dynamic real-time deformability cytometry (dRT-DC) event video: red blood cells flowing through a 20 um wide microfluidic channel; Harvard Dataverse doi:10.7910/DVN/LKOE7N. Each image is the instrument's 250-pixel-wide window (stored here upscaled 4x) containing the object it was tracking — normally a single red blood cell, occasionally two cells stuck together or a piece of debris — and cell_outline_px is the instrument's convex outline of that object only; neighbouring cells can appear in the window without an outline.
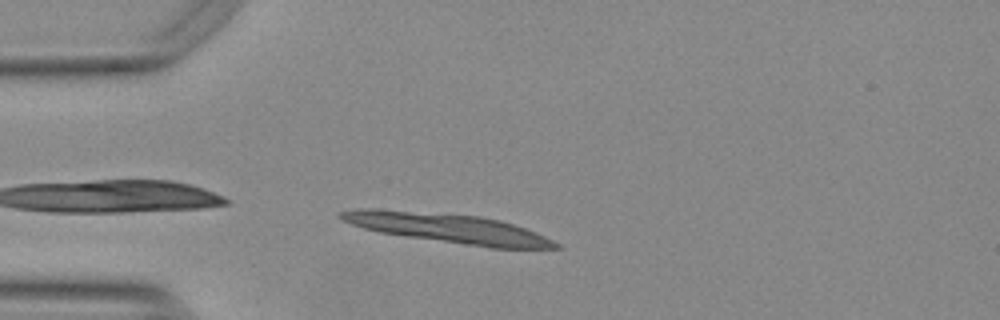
{"species": "Egyptian fruit bat (a non-hibernating species)", "species_latin": "Rousettus aegyptiacus", "temperature_condition": "warm", "stored_images_in_passage": 40, "camera_frame_rate_fps": 3000, "um_per_image_px": 0.085, "animal": {"sex": "female"}, "frame": {"image": 1, "passage_image": 1, "time_ms": 0.0, "image_size_px": [1000, 320], "cell_outline_px": [[560, 248], [488, 248], [380, 232], [364, 228], [352, 224], [336, 216], [336, 212], [360, 208], [376, 208], [480, 216], [500, 220], [536, 232], [560, 244]], "centroid_in_image_um": [38.06, 19.39], "position_along_channel_um": 46.9, "area_um2": 36.59}, "authors_computed_cell_mechanics": {"area_um2": 15.9817, "velocity_mm_per_s": 3.7455, "shape_relaxation_time_tau1_ms": 3.3302, "shape_relaxation_time_tau2_ms": null, "deformation_change_tau1": 0.1556, "deformation_change_tau2": null}}